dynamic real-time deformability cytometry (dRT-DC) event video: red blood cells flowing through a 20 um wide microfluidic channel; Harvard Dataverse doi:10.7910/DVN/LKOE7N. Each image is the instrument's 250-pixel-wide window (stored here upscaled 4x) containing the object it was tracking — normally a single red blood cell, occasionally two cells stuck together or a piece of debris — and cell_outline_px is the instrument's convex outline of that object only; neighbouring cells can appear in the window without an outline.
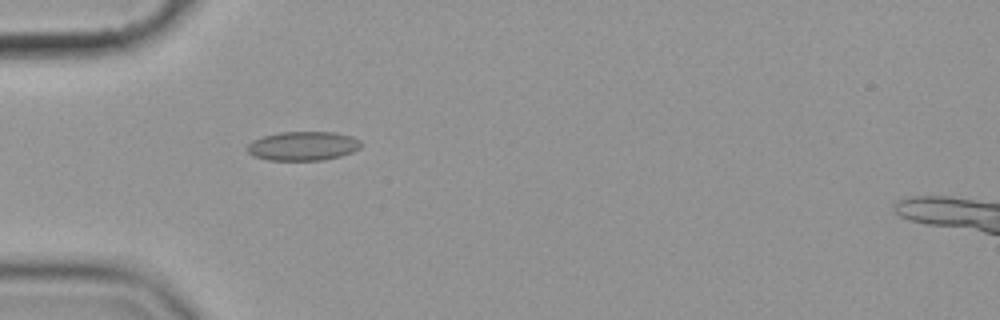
{"species": "common noctule bat (a hibernating species)", "species_latin": "Nyctalus noctula", "temperature_condition": "cold", "stored_images_in_passage": 1, "camera_frame_rate_fps": 3000, "um_per_image_px": 0.085, "animal": {"sex": "female", "body_mass_g": 19.9}, "frame": {"image": 1, "passage_image": 1, "time_ms": 0.0, "image_size_px": [1000, 320], "cell_outline_px": [[364, 144], [360, 148], [352, 152], [340, 156], [324, 160], [268, 160], [252, 156], [248, 152], [248, 144], [252, 140], [264, 136], [280, 132], [336, 132], [352, 136], [360, 140]], "centroid_in_image_um": [25.78, 12.41], "position_along_channel_um": 59.2, "area_um2": 19.42}}